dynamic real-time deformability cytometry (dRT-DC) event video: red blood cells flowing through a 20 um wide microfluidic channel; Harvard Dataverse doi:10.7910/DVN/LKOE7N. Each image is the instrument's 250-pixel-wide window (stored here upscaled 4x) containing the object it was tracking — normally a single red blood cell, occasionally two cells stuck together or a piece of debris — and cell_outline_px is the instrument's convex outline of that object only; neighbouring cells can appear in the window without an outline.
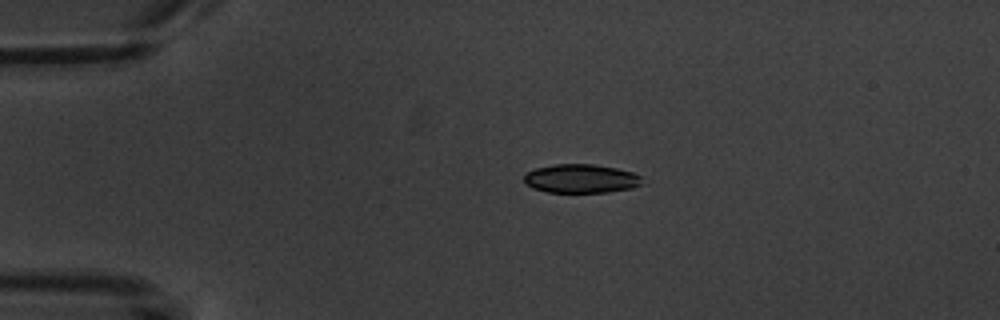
{"species": "common noctule bat (a hibernating species)", "species_latin": "Nyctalus noctula", "temperature_condition": "warm", "stored_images_in_passage": 3, "camera_frame_rate_fps": 3000, "um_per_image_px": 0.085, "animal": {"sex": "male", "body_mass_g": 20.1, "forearm_length_mm": 53.5}, "frame": {"image": 1, "passage_image": 1, "time_ms": 0.0, "image_size_px": [1000, 320], "cell_outline_px": [[640, 184], [632, 188], [608, 192], [548, 192], [532, 188], [524, 184], [524, 172], [536, 168], [552, 164], [592, 164], [616, 168], [632, 172], [640, 176]], "centroid_in_image_um": [49.31, 15.18], "position_along_channel_um": 35.7, "area_um2": 19.83}}
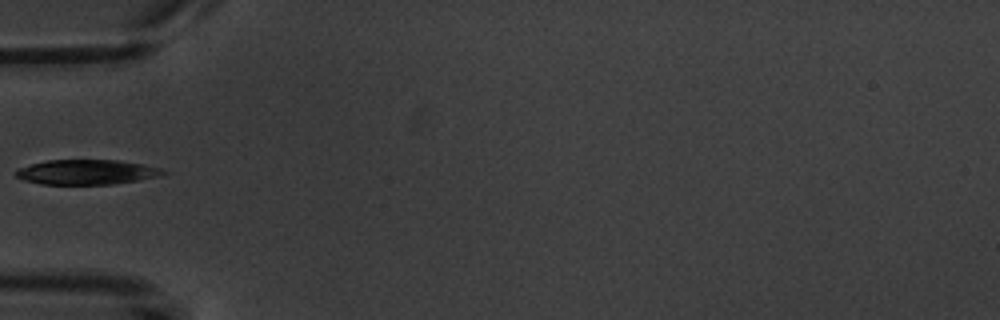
{"frame": {"image": 2, "passage_image": 3, "time_ms": 2.333, "image_size_px": [1000, 320], "cell_outline_px": [[168, 172], [160, 176], [112, 184], [40, 184], [24, 180], [16, 176], [12, 172], [16, 168], [48, 160], [116, 160], [144, 164], [160, 168]], "centroid_in_image_um": [7.33, 14.62], "position_along_channel_um": 77.7, "area_um2": 21.33}}